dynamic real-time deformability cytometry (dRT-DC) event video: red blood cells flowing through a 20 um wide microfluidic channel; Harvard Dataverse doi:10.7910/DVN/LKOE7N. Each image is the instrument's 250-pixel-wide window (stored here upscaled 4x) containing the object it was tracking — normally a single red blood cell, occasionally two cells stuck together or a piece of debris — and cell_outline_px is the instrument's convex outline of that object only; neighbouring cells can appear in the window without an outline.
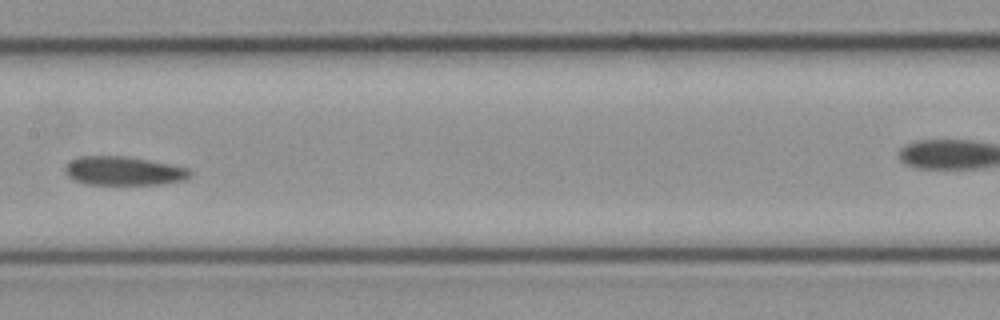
{"species": "common noctule bat (a hibernating species)", "species_latin": "Nyctalus noctula", "temperature_condition": "cold", "stored_images_in_passage": 15, "segment_of_instrument_passage": [1, 2], "camera_frame_rate_fps": 3000, "um_per_image_px": 0.085, "animal": {"sex": "female", "body_mass_g": 21.9}, "frame": {"image": 1, "passage_image": 13, "time_ms": 4.0, "image_size_px": [1000, 320], "cell_outline_px": [[192, 176], [184, 180], [160, 184], [88, 184], [76, 180], [68, 176], [64, 172], [64, 168], [72, 160], [80, 156], [124, 156], [148, 160], [188, 168], [192, 172]], "centroid_in_image_um": [10.52, 14.53], "position_along_channel_um": 196.9, "area_um2": 20.75}}